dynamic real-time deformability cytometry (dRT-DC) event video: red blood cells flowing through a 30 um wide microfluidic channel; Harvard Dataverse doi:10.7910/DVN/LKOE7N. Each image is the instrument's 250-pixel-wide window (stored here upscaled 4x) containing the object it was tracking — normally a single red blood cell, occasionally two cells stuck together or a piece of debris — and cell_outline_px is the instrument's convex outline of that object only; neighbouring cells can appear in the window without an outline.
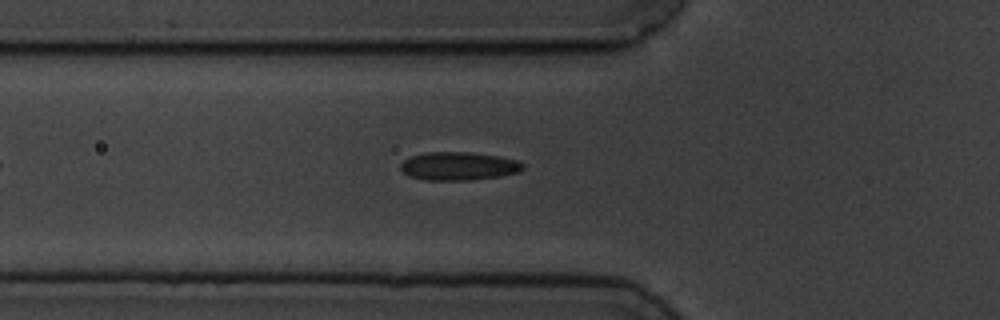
{"species": "common noctule bat (a hibernating species)", "species_latin": "Nyctalus noctula", "temperature_condition": "cold", "stored_images_in_passage": 40, "camera_frame_rate_fps": 3000, "um_per_image_px": 0.085, "animal": {"sex": "male", "body_mass_g": 19.5, "forearm_length_mm": 54.6}, "frame": {"image": 1, "passage_image": 10, "time_ms": 3.0, "image_size_px": [1000, 320], "cell_outline_px": [[524, 168], [520, 172], [500, 176], [468, 180], [424, 180], [408, 176], [400, 168], [400, 164], [408, 156], [424, 152], [468, 152], [500, 156], [516, 160], [524, 164]], "centroid_in_image_um": [38.96, 14.11], "position_along_channel_um": 86.8, "area_um2": 20.35}}
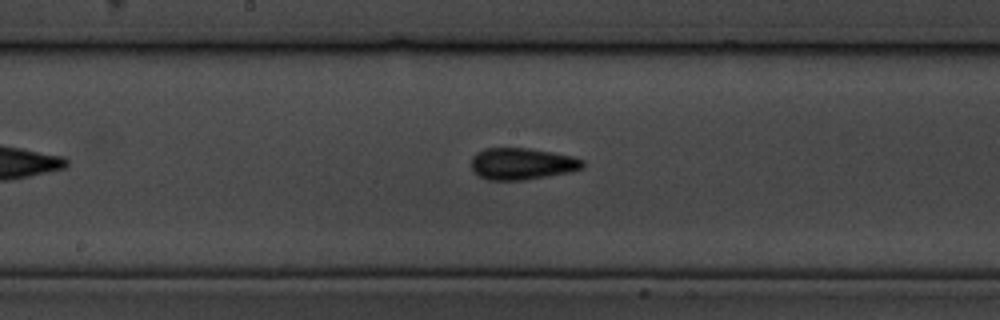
{"frame": {"image": 2, "passage_image": 20, "time_ms": 6.333, "image_size_px": [1000, 320], "cell_outline_px": [[584, 168], [572, 172], [524, 180], [488, 180], [480, 176], [472, 168], [472, 156], [476, 152], [484, 148], [532, 148], [572, 156], [584, 160]], "centroid_in_image_um": [44.4, 13.91], "position_along_channel_um": 203.8, "area_um2": 20.75}}
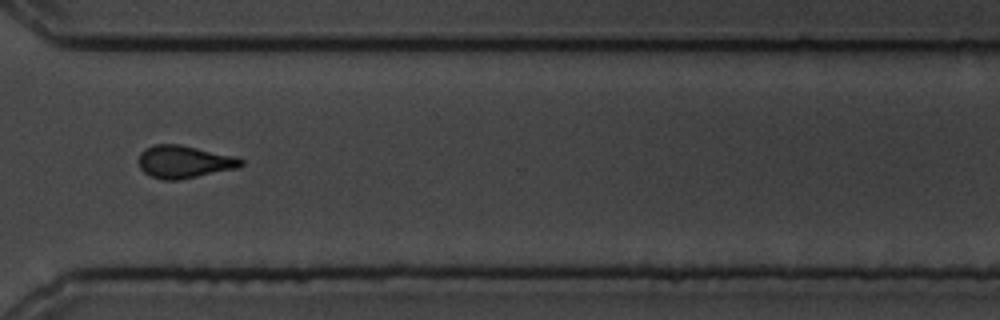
{"frame": {"image": 3, "passage_image": 33, "time_ms": 10.667, "image_size_px": [1000, 320], "cell_outline_px": [[244, 164], [240, 168], [180, 180], [160, 180], [144, 172], [140, 168], [140, 152], [144, 148], [152, 144], [180, 144], [236, 156], [244, 160]], "centroid_in_image_um": [15.69, 13.75], "position_along_channel_um": 354.9, "area_um2": 19.77}, "authors_computed_cell_mechanics": {"area_um2": 19.9121, "velocity_mm_per_s": 3.4933, "shape_relaxation_time_tau1_ms": 6.1152, "shape_relaxation_time_tau2_ms": 2.2068, "deformation_change_tau1": 0.1236, "deformation_change_tau2": 0.0881}}